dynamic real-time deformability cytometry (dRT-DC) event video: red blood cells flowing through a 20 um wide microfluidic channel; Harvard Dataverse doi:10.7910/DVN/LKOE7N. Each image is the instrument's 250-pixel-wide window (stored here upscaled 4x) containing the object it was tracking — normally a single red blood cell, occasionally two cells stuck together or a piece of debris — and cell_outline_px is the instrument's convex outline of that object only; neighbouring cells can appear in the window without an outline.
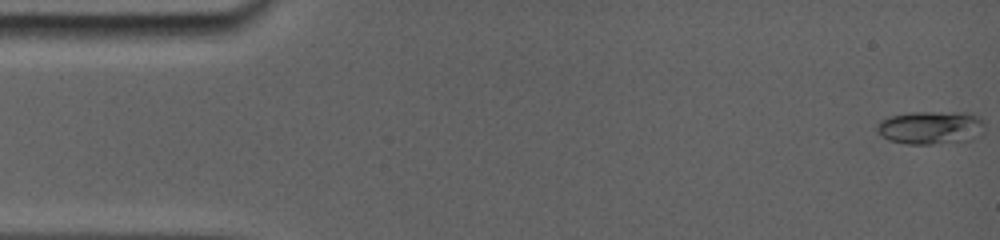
{"species": "common noctule bat (a hibernating species)", "species_latin": "Nyctalus noctula", "temperature_condition": "room temperature", "stored_images_in_passage": 18, "camera_frame_rate_fps": 5000, "um_per_image_px": 0.085, "animal": {"sex": "female", "body_mass_g": 19.0, "forearm_length_mm": 56.7}, "frame": {"image": 1, "passage_image": 1, "time_ms": 0.0, "image_size_px": [1000, 240], "cell_outline_px": [[980, 120], [936, 140], [892, 140], [884, 136], [880, 132], [880, 124], [884, 120], [892, 116], [924, 112], [972, 116]], "centroid_in_image_um": [78.52, 10.7], "position_along_channel_um": 6.5, "area_um2": 14.62}}
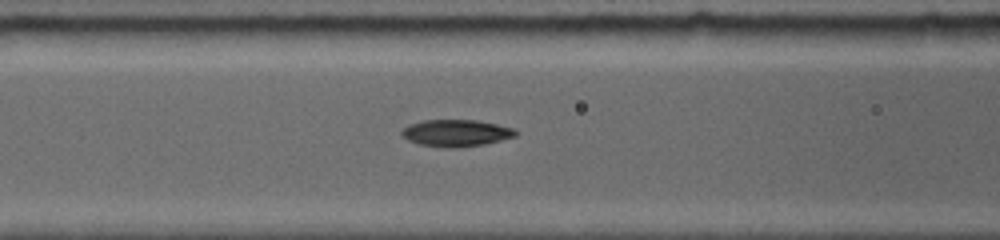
{"frame": {"image": 2, "passage_image": 11, "time_ms": 6.4, "image_size_px": [1000, 240], "cell_outline_px": [[516, 136], [480, 144], [420, 144], [408, 140], [400, 132], [404, 128], [412, 124], [424, 120], [476, 120], [496, 124], [512, 128], [516, 132]], "centroid_in_image_um": [38.77, 11.24], "position_along_channel_um": 127.8, "area_um2": 16.36}}
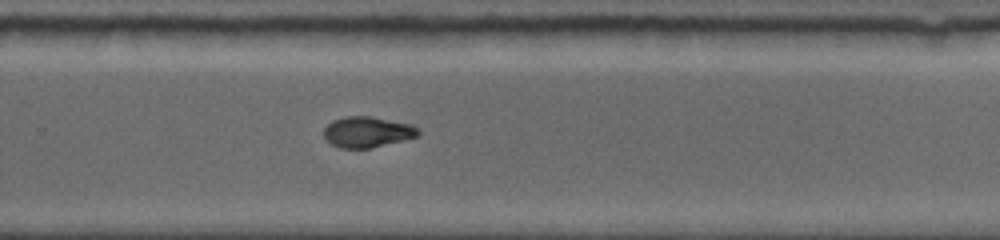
{"frame": {"image": 3, "passage_image": 18, "time_ms": 10.8, "image_size_px": [1000, 240], "cell_outline_px": [[420, 136], [372, 148], [340, 148], [332, 144], [324, 136], [324, 128], [332, 120], [344, 116], [372, 116], [412, 124], [420, 132]], "centroid_in_image_um": [31.24, 11.21], "position_along_channel_um": 298.6, "area_um2": 17.05}}